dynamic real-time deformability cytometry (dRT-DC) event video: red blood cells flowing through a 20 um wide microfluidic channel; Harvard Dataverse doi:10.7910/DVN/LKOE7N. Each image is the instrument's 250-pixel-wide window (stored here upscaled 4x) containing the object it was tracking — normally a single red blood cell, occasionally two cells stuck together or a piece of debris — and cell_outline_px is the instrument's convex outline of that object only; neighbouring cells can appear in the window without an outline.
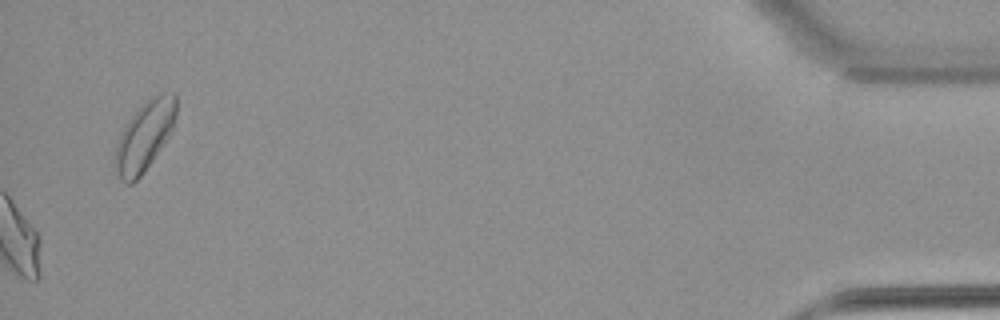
{"species": "common noctule bat (a hibernating species)", "species_latin": "Nyctalus noctula", "temperature_condition": "warm", "stored_images_in_passage": 45, "camera_frame_rate_fps": 3000, "um_per_image_px": 0.085, "animal": {"sex": "female", "body_mass_g": 22.7, "forearm_length_mm": 54.2}, "frame": {"image": 1, "passage_image": 45, "time_ms": 14.667, "image_size_px": [1000, 320], "cell_outline_px": [[176, 116], [172, 132], [144, 172], [132, 184], [124, 184], [120, 180], [112, 164], [116, 144], [120, 132], [132, 116], [152, 96], [172, 92], [176, 92]], "centroid_in_image_um": [12.26, 11.62], "position_along_channel_um": 422.9, "area_um2": 24.85}}